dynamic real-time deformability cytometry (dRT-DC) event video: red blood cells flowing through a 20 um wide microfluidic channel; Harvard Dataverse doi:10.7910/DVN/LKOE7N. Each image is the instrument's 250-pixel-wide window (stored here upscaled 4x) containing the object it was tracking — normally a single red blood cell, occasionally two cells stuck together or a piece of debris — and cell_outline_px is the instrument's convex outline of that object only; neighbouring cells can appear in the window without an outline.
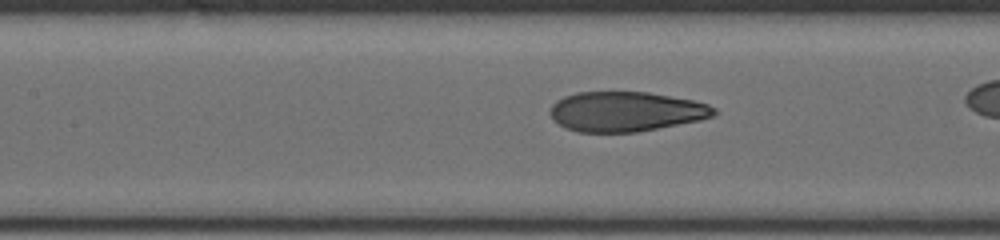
{"species": "human", "species_latin": "Homo sapiens", "temperature_condition": "cold", "stored_images_in_passage": 34, "camera_frame_rate_fps": 3000, "um_per_image_px": 0.085, "donor": {"sex": "male"}, "frame": {"image": 1, "passage_image": 15, "time_ms": 4.667, "image_size_px": [1000, 240], "cell_outline_px": [[716, 112], [712, 116], [700, 120], [636, 132], [576, 132], [564, 128], [552, 120], [548, 112], [552, 104], [556, 100], [564, 96], [576, 92], [648, 92], [692, 100], [708, 104], [716, 108]], "centroid_in_image_um": [53.13, 9.48], "position_along_channel_um": 154.3, "area_um2": 38.21}}
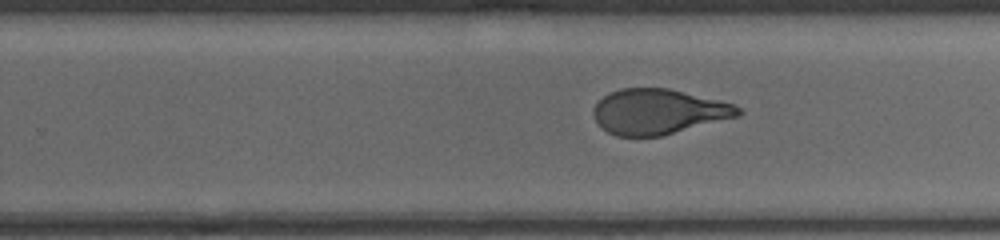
{"frame": {"image": 2, "passage_image": 25, "time_ms": 8.0, "image_size_px": [1000, 240], "cell_outline_px": [[744, 112], [740, 116], [660, 136], [616, 136], [608, 132], [596, 120], [592, 112], [596, 104], [604, 96], [620, 88], [668, 88], [732, 104], [740, 108]], "centroid_in_image_um": [55.97, 9.49], "position_along_channel_um": 273.8, "area_um2": 37.63}}
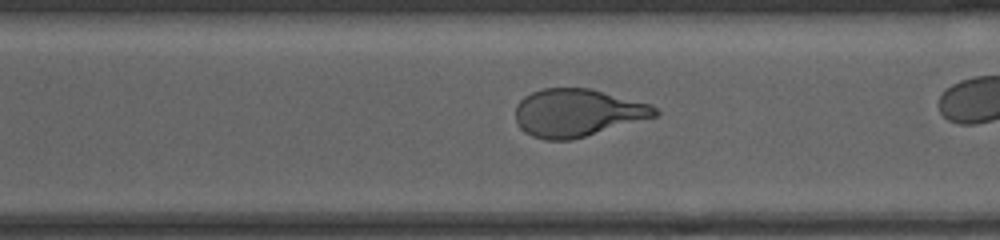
{"frame": {"image": 3, "passage_image": 29, "time_ms": 9.333, "image_size_px": [1000, 240], "cell_outline_px": [[660, 112], [656, 116], [572, 140], [544, 140], [532, 136], [524, 132], [520, 128], [516, 120], [516, 104], [524, 96], [532, 92], [544, 88], [592, 88], [652, 104]], "centroid_in_image_um": [49.07, 9.58], "position_along_channel_um": 321.5, "area_um2": 38.96}}